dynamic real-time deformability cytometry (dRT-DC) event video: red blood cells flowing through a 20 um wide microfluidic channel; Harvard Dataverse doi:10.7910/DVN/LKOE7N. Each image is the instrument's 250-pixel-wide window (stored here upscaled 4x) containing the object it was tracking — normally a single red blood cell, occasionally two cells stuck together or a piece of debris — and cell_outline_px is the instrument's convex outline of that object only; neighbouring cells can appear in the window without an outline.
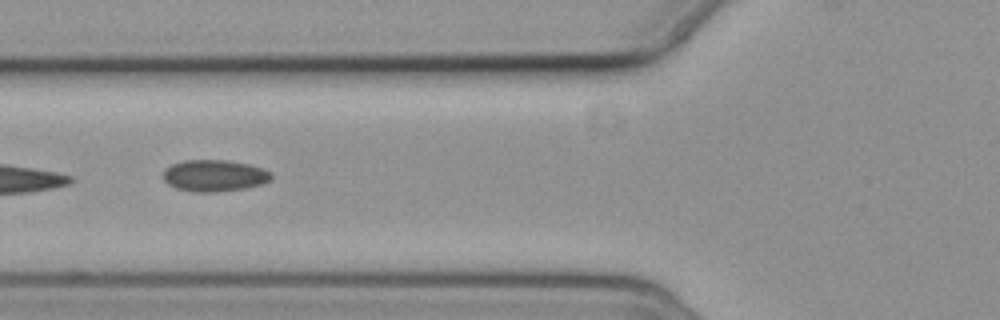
{"species": "common noctule bat (a hibernating species)", "species_latin": "Nyctalus noctula", "temperature_condition": "cold", "stored_images_in_passage": 16, "camera_frame_rate_fps": 3000, "um_per_image_px": 0.085, "animal": {"sex": "female", "body_mass_g": 19.3, "forearm_length_mm": 54.1}, "frame": {"image": 1, "passage_image": 6, "time_ms": 6.667, "image_size_px": [1000, 320], "cell_outline_px": [[272, 180], [260, 184], [244, 188], [216, 192], [196, 192], [176, 188], [168, 184], [164, 180], [164, 172], [172, 164], [184, 160], [228, 160], [248, 164], [272, 172]], "centroid_in_image_um": [18.24, 14.93], "position_along_channel_um": 107.6, "area_um2": 19.77}}
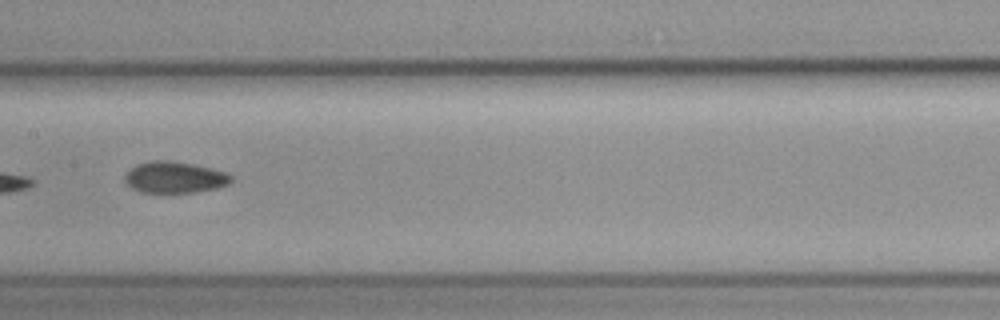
{"frame": {"image": 2, "passage_image": 8, "time_ms": 9.0, "image_size_px": [1000, 320], "cell_outline_px": [[232, 180], [228, 184], [216, 188], [196, 192], [140, 192], [132, 188], [124, 180], [124, 176], [132, 168], [140, 164], [152, 160], [168, 160], [192, 164], [212, 168], [224, 172], [232, 176]], "centroid_in_image_um": [14.85, 15.07], "position_along_channel_um": 192.5, "area_um2": 19.19}}
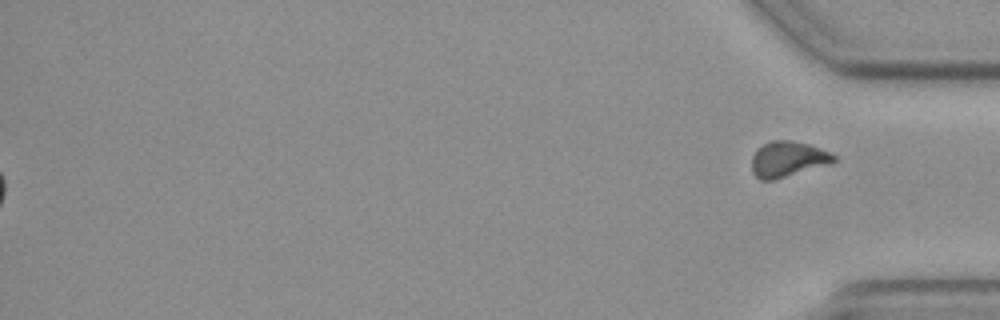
{"frame": {"image": 3, "passage_image": 16, "time_ms": 19.0, "image_size_px": [1000, 320], "cell_outline_px": [[836, 160], [828, 164], [772, 180], [760, 180], [752, 172], [752, 156], [756, 148], [772, 140], [792, 140], [808, 144], [828, 152], [836, 156]], "centroid_in_image_um": [66.91, 13.51], "position_along_channel_um": 368.3, "area_um2": 16.76}}